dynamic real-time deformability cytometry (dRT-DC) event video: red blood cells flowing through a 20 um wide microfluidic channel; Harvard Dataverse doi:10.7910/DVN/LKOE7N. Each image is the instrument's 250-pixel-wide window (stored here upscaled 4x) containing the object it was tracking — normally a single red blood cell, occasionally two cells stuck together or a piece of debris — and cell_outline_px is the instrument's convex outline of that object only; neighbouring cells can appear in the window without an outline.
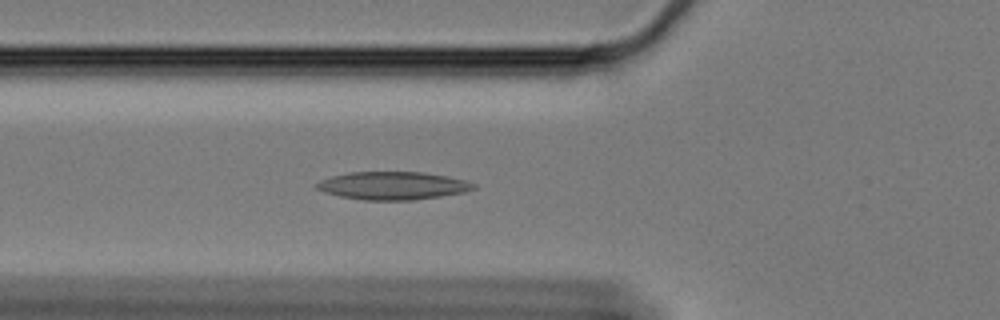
{"species": "Egyptian fruit bat (a non-hibernating species)", "species_latin": "Rousettus aegyptiacus", "temperature_condition": "cold", "stored_images_in_passage": 59, "camera_frame_rate_fps": 3000, "um_per_image_px": 0.085, "animal": {"sex": "female"}, "frame": {"image": 1, "passage_image": 21, "time_ms": 6.667, "image_size_px": [1000, 320], "cell_outline_px": [[476, 188], [464, 192], [440, 196], [412, 200], [364, 200], [340, 196], [324, 192], [316, 188], [312, 184], [320, 180], [332, 176], [348, 172], [420, 172], [448, 176], [464, 180], [476, 184]], "centroid_in_image_um": [33.35, 15.78], "position_along_channel_um": 92.4, "area_um2": 25.55}}
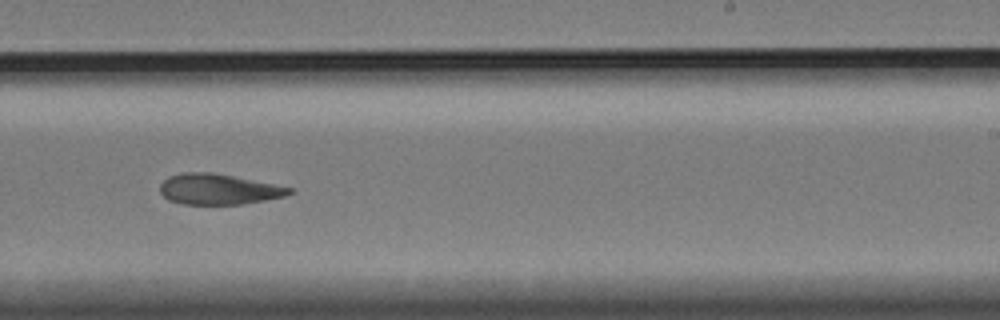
{"frame": {"image": 2, "passage_image": 37, "time_ms": 12.0, "image_size_px": [1000, 320], "cell_outline_px": [[292, 192], [284, 196], [264, 200], [240, 204], [180, 204], [168, 200], [160, 192], [160, 184], [168, 176], [180, 172], [212, 172], [292, 188]], "centroid_in_image_um": [18.49, 16.08], "position_along_channel_um": 270.5, "area_um2": 22.83}}
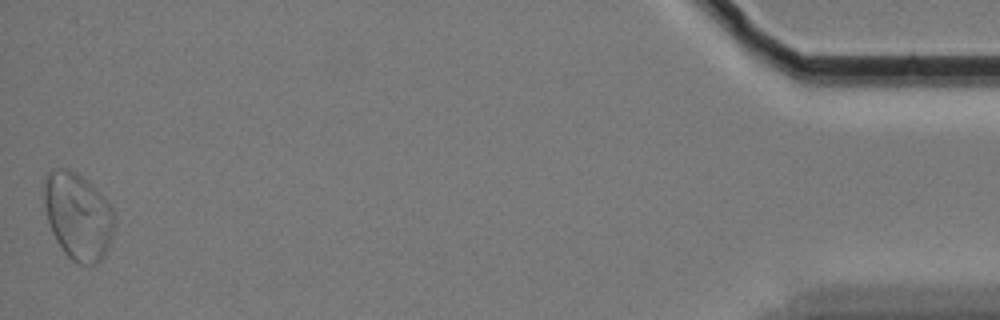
{"frame": {"image": 3, "passage_image": 59, "time_ms": 19.333, "image_size_px": [1000, 320], "cell_outline_px": [[116, 220], [112, 236], [104, 256], [96, 264], [80, 264], [72, 260], [64, 252], [56, 240], [52, 232], [48, 220], [44, 204], [44, 176], [48, 172], [60, 168], [68, 168], [76, 172], [88, 180], [108, 204]], "centroid_in_image_um": [6.61, 18.36], "position_along_channel_um": 428.6, "area_um2": 35.43}}